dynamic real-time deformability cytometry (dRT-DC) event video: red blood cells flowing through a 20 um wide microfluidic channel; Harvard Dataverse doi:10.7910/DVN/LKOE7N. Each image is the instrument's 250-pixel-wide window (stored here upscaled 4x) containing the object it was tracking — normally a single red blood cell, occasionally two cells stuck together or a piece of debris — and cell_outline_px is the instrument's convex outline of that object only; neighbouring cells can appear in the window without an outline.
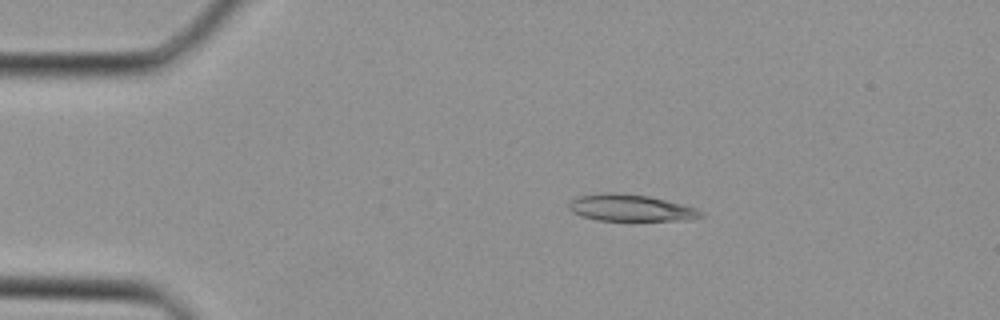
{"species": "Egyptian fruit bat (a non-hibernating species)", "species_latin": "Rousettus aegyptiacus", "temperature_condition": "cold", "stored_images_in_passage": 30, "camera_frame_rate_fps": 3000, "um_per_image_px": 0.085, "animal": {"sex": "female"}, "frame": {"image": 1, "passage_image": 1, "time_ms": 0.0, "image_size_px": [1000, 320], "cell_outline_px": [[704, 216], [688, 220], [632, 224], [596, 220], [580, 216], [572, 212], [568, 208], [568, 204], [572, 200], [580, 196], [604, 192], [612, 192], [648, 196], [696, 208], [704, 212]], "centroid_in_image_um": [53.63, 17.74], "position_along_channel_um": 31.4, "area_um2": 21.73}}
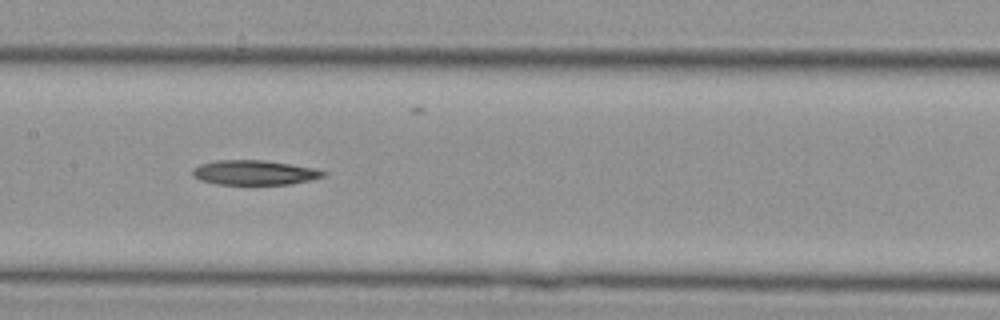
{"frame": {"image": 2, "passage_image": 12, "time_ms": 3.667, "image_size_px": [1000, 320], "cell_outline_px": [[328, 172], [324, 176], [312, 180], [292, 184], [216, 184], [200, 180], [192, 176], [192, 168], [200, 164], [216, 160], [264, 160], [316, 168]], "centroid_in_image_um": [21.63, 14.67], "position_along_channel_um": 185.8, "area_um2": 18.96}}
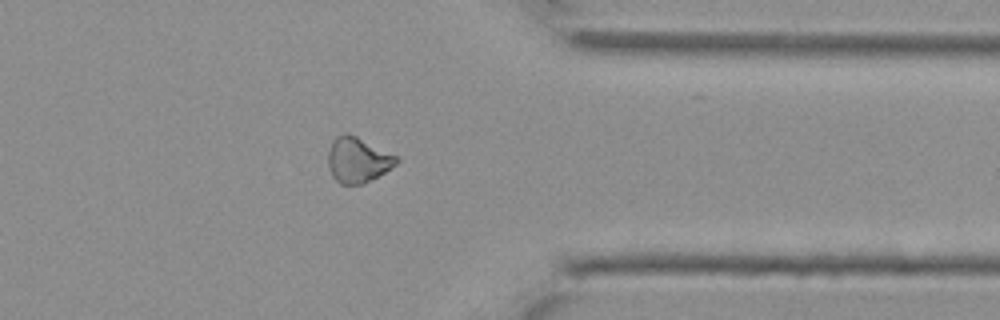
{"frame": {"image": 3, "passage_image": 23, "time_ms": 7.333, "image_size_px": [1000, 320], "cell_outline_px": [[400, 160], [396, 164], [384, 172], [364, 184], [340, 184], [332, 176], [328, 168], [328, 152], [332, 140], [336, 136], [344, 132], [348, 132], [396, 156]], "centroid_in_image_um": [30.37, 13.59], "position_along_channel_um": 381.0, "area_um2": 17.98}}